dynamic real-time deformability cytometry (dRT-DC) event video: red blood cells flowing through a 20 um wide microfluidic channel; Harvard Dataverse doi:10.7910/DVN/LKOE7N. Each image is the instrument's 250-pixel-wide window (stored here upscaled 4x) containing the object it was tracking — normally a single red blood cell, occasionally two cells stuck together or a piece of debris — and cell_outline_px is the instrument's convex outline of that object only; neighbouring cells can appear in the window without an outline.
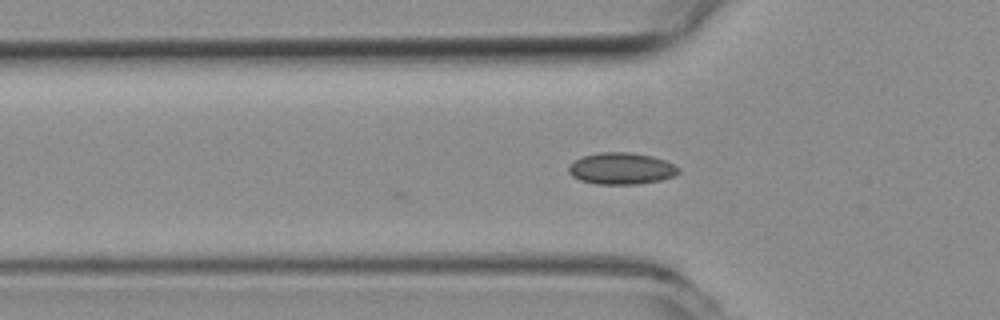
{"species": "common noctule bat (a hibernating species)", "species_latin": "Nyctalus noctula", "temperature_condition": "room temperature", "stored_images_in_passage": 5, "camera_frame_rate_fps": 3000, "um_per_image_px": 0.085, "animal": {"sex": "female", "body_mass_g": 19.3, "forearm_length_mm": 54.1}, "frame": {"image": 1, "passage_image": 5, "time_ms": 1.333, "image_size_px": [1000, 320], "cell_outline_px": [[680, 172], [676, 176], [660, 180], [636, 184], [596, 184], [580, 180], [572, 176], [568, 172], [568, 164], [580, 156], [600, 152], [632, 152], [652, 156], [676, 164], [680, 168]], "centroid_in_image_um": [52.81, 14.31], "position_along_channel_um": 73.0, "area_um2": 20.63}}